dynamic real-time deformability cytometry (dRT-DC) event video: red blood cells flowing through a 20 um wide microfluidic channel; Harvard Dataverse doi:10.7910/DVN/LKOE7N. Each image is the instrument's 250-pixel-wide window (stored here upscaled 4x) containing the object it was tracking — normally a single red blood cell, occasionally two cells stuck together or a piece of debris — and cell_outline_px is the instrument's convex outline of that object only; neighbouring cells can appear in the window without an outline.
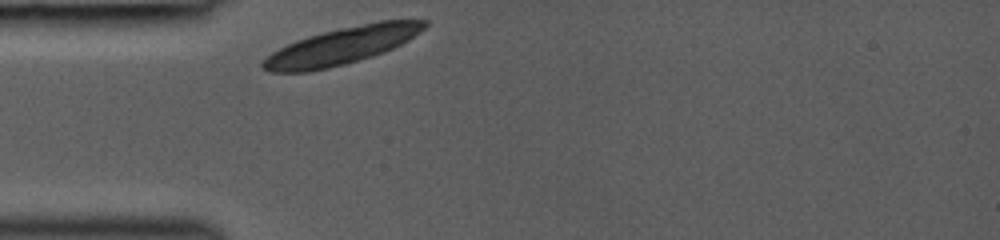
{"species": "common noctule bat (a hibernating species)", "species_latin": "Nyctalus noctula", "temperature_condition": "room temperature", "stored_images_in_passage": 38, "camera_frame_rate_fps": 3000, "um_per_image_px": 0.085, "animal": {"sex": "female", "body_mass_g": 19.0, "forearm_length_mm": 53.3}, "frame": {"image": 1, "passage_image": 1, "time_ms": 0.0, "image_size_px": [1000, 240], "cell_outline_px": [[428, 24], [420, 32], [408, 40], [384, 52], [372, 56], [344, 64], [312, 72], [268, 72], [260, 68], [260, 64], [272, 52], [296, 40], [308, 36], [340, 28], [380, 20], [428, 20]], "centroid_in_image_um": [29.03, 3.9], "position_along_channel_um": 56.0, "area_um2": 34.62}}
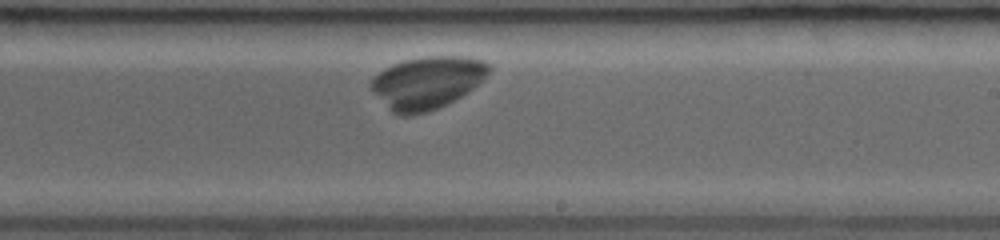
{"frame": {"image": 2, "passage_image": 23, "time_ms": 5.0, "image_size_px": [1000, 240], "cell_outline_px": [[492, 68], [468, 92], [448, 104], [428, 112], [412, 116], [400, 116], [392, 112], [372, 92], [372, 80], [384, 68], [392, 64], [404, 60], [424, 56], [468, 56], [484, 60]], "centroid_in_image_um": [36.3, 7.02], "position_along_channel_um": 252.7, "area_um2": 36.01}}